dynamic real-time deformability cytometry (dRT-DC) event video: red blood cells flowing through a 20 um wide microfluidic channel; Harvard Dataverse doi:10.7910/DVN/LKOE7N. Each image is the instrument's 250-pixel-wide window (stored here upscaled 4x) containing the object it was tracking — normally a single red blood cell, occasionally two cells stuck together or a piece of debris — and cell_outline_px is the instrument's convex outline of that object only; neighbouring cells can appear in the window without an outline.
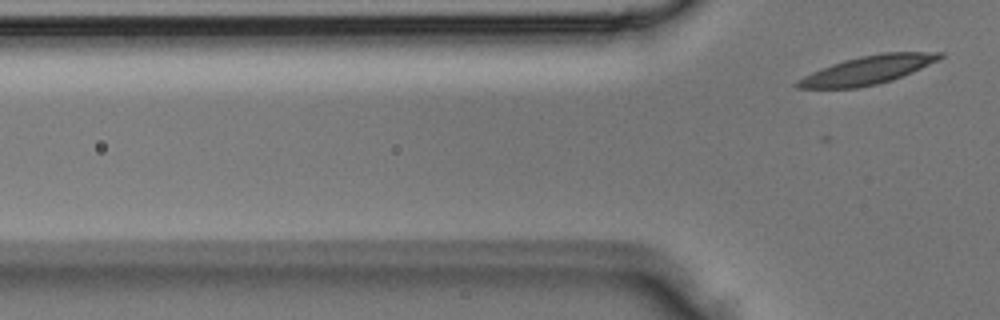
{"species": "Egyptian fruit bat (a non-hibernating species)", "species_latin": "Rousettus aegyptiacus", "temperature_condition": "room temperature", "stored_images_in_passage": 3, "camera_frame_rate_fps": 3000, "um_per_image_px": 0.085, "animal": {"sex": "male"}, "frame": {"image": 1, "passage_image": 3, "time_ms": 0.667, "image_size_px": [1000, 320], "cell_outline_px": [[944, 56], [940, 60], [912, 72], [892, 80], [876, 84], [856, 88], [796, 88], [792, 84], [796, 80], [812, 72], [832, 64], [844, 60], [860, 56], [884, 52], [944, 52]], "centroid_in_image_um": [73.75, 5.95], "position_along_channel_um": 52.0, "area_um2": 23.58}}